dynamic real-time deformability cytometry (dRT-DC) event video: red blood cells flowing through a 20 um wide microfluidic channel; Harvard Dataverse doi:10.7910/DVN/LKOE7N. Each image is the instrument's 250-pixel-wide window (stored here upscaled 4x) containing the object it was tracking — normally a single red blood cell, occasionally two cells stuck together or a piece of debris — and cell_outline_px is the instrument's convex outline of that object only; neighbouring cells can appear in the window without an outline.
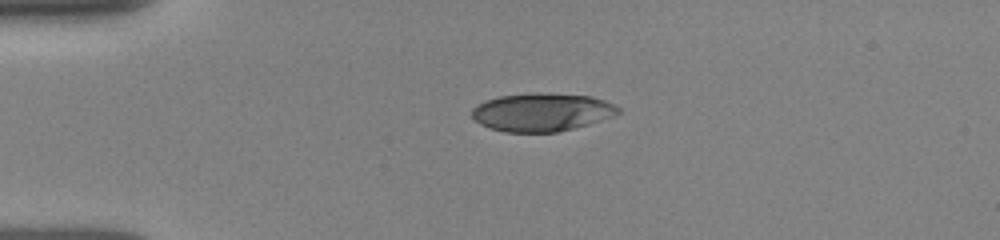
{"species": "human", "species_latin": "Homo sapiens", "temperature_condition": "room temperature", "stored_images_in_passage": 11, "camera_frame_rate_fps": 3000, "um_per_image_px": 0.085, "donor": {"sex": "female"}, "frame": {"image": 1, "passage_image": 7, "time_ms": 2.0, "image_size_px": [1000, 240], "cell_outline_px": [[620, 112], [612, 116], [588, 124], [556, 132], [504, 132], [488, 128], [480, 124], [472, 116], [472, 108], [476, 104], [500, 96], [536, 92], [592, 96], [616, 104], [620, 108]], "centroid_in_image_um": [46.05, 9.53], "position_along_channel_um": 39.0, "area_um2": 32.54}}
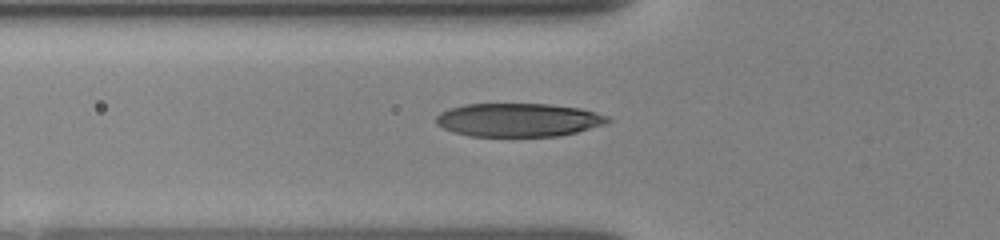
{"frame": {"image": 2, "passage_image": 10, "time_ms": 3.0, "image_size_px": [1000, 240], "cell_outline_px": [[612, 120], [608, 124], [560, 136], [468, 136], [452, 132], [436, 124], [436, 116], [440, 112], [448, 108], [464, 104], [548, 104], [580, 108], [608, 116]], "centroid_in_image_um": [44.06, 10.19], "position_along_channel_um": 81.7, "area_um2": 33.7}}